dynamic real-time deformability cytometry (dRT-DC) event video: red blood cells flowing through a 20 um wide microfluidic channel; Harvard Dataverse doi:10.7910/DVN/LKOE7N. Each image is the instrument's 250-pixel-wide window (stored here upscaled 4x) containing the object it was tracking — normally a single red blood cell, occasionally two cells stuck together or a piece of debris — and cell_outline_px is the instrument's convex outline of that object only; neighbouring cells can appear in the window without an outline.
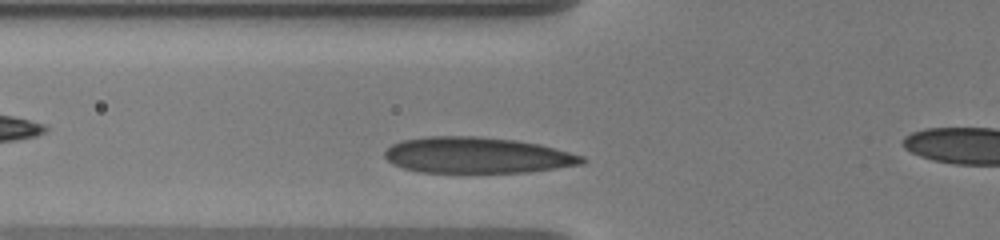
{"species": "human", "species_latin": "Homo sapiens", "temperature_condition": "warm", "stored_images_in_passage": 41, "camera_frame_rate_fps": 3000, "um_per_image_px": 0.085, "donor": {"sex": "male"}, "frame": {"image": 1, "passage_image": 11, "time_ms": 3.333, "image_size_px": [1000, 240], "cell_outline_px": [[588, 160], [584, 164], [528, 172], [420, 172], [404, 168], [392, 164], [384, 156], [384, 152], [392, 144], [400, 140], [428, 136], [476, 136], [516, 140], [540, 144], [584, 156]], "centroid_in_image_um": [40.56, 13.19], "position_along_channel_um": 85.2, "area_um2": 41.56}}
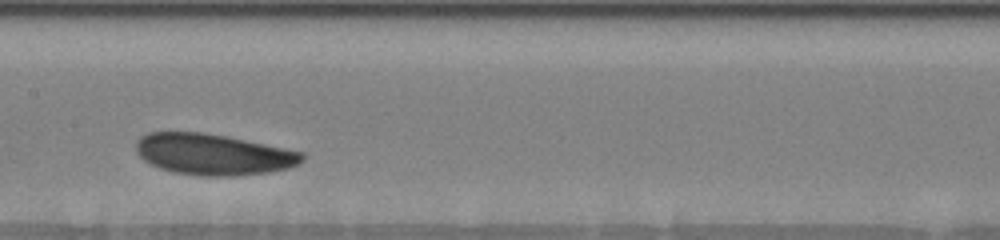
{"frame": {"image": 2, "passage_image": 20, "time_ms": 6.333, "image_size_px": [1000, 240], "cell_outline_px": [[304, 160], [300, 164], [288, 168], [272, 172], [232, 176], [200, 176], [172, 172], [160, 168], [144, 160], [136, 152], [136, 144], [140, 136], [148, 132], [204, 132], [228, 136], [304, 152]], "centroid_in_image_um": [18.15, 13.12], "position_along_channel_um": 189.3, "area_um2": 40.11}}
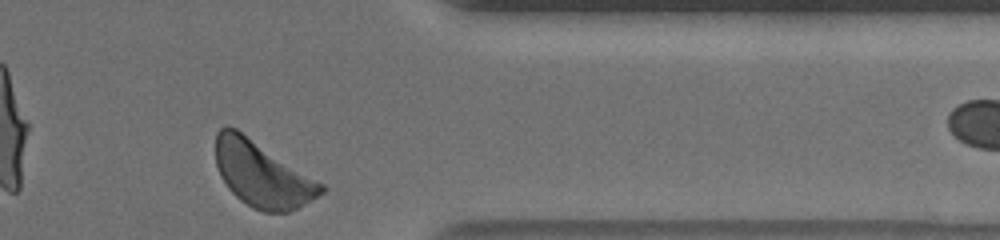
{"frame": {"image": 3, "passage_image": 38, "time_ms": 12.333, "image_size_px": [1000, 240], "cell_outline_px": [[324, 192], [296, 208], [288, 212], [264, 212], [252, 208], [240, 200], [228, 188], [220, 176], [216, 164], [216, 132], [220, 128], [228, 124], [236, 128], [324, 184]], "centroid_in_image_um": [22.24, 14.79], "position_along_channel_um": 389.2, "area_um2": 40.0}}